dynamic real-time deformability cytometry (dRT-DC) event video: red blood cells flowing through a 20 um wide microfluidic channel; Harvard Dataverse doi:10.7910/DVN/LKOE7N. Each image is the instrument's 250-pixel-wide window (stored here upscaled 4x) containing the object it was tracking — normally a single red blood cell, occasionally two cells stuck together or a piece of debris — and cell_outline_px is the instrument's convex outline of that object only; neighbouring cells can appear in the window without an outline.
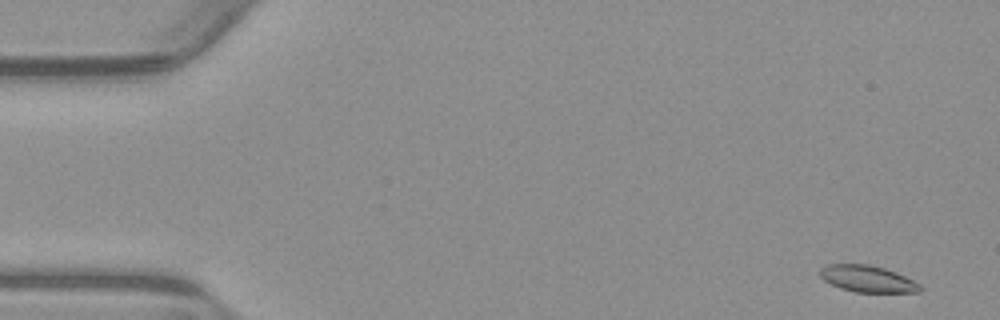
{"species": "common noctule bat (a hibernating species)", "species_latin": "Nyctalus noctula", "temperature_condition": "warm", "stored_images_in_passage": 53, "camera_frame_rate_fps": 3000, "um_per_image_px": 0.085, "animal": {"sex": "male", "body_mass_g": 23.1, "forearm_length_mm": 52.7}, "frame": {"image": 1, "passage_image": 1, "time_ms": 0.0, "image_size_px": [1000, 320], "cell_outline_px": [[924, 288], [920, 292], [856, 292], [840, 288], [824, 280], [820, 276], [820, 268], [828, 264], [868, 264], [884, 268], [896, 272], [920, 284]], "centroid_in_image_um": [73.75, 23.7], "position_along_channel_um": 11.2, "area_um2": 15.49}}
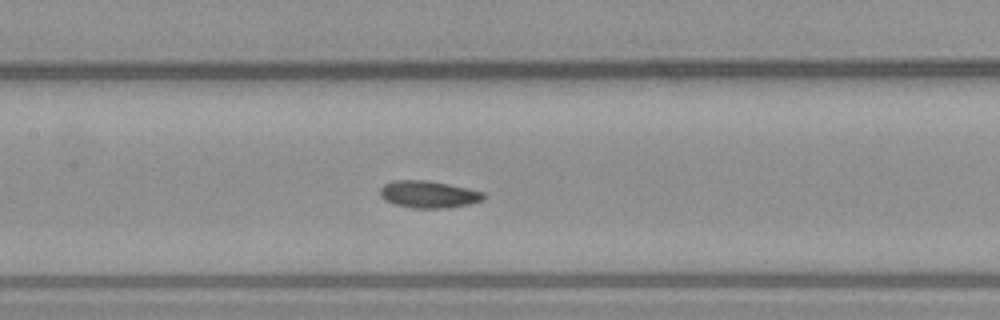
{"frame": {"image": 2, "passage_image": 24, "time_ms": 7.667, "image_size_px": [1000, 320], "cell_outline_px": [[488, 196], [484, 200], [468, 204], [448, 208], [416, 208], [392, 204], [384, 200], [380, 196], [380, 188], [384, 184], [392, 180], [428, 180], [468, 188], [484, 192]], "centroid_in_image_um": [36.43, 16.52], "position_along_channel_um": 171.0, "area_um2": 16.59}}
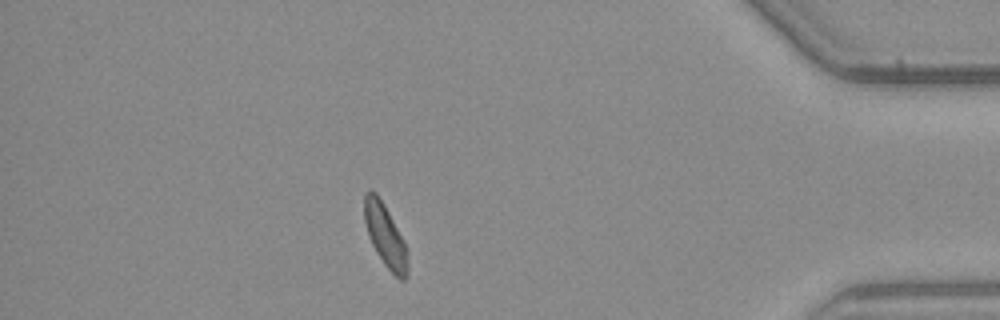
{"frame": {"image": 3, "passage_image": 46, "time_ms": 15.0, "image_size_px": [1000, 320], "cell_outline_px": [[408, 272], [404, 280], [400, 280], [384, 264], [376, 252], [368, 236], [364, 220], [364, 196], [368, 192], [376, 192], [384, 204], [404, 240], [408, 268]], "centroid_in_image_um": [32.73, 20.03], "position_along_channel_um": 402.5, "area_um2": 15.55}, "authors_computed_cell_mechanics": {"area_um2": 15.7794, "velocity_mm_per_s": 3.8071, "shape_relaxation_time_tau1_ms": 2.9547, "shape_relaxation_time_tau2_ms": 6.9686, "deformation_change_tau1": 0.0752, "deformation_change_tau2": 0.1116}}